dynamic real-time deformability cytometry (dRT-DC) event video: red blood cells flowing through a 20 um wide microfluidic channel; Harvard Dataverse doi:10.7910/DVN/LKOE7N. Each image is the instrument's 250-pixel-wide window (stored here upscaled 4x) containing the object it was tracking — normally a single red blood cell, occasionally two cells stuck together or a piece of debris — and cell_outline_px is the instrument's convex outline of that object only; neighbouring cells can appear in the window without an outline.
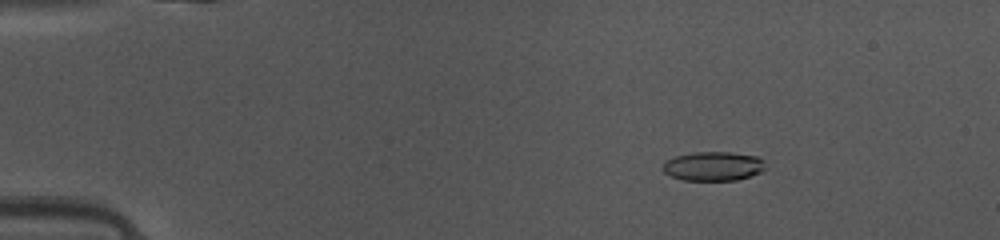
{"species": "common noctule bat (a hibernating species)", "species_latin": "Nyctalus noctula", "temperature_condition": "warm", "stored_images_in_passage": 49, "camera_frame_rate_fps": 3000, "um_per_image_px": 0.085, "animal": {"sex": "female", "body_mass_g": 10.0, "forearm_length_mm": 53.1}, "frame": {"image": 1, "passage_image": 8, "time_ms": 2.333, "image_size_px": [1000, 240], "cell_outline_px": [[764, 168], [760, 172], [736, 180], [684, 180], [672, 176], [664, 172], [664, 164], [668, 160], [676, 156], [696, 152], [728, 152], [756, 156], [764, 160]], "centroid_in_image_um": [60.64, 14.12], "position_along_channel_um": 24.4, "area_um2": 17.05}}
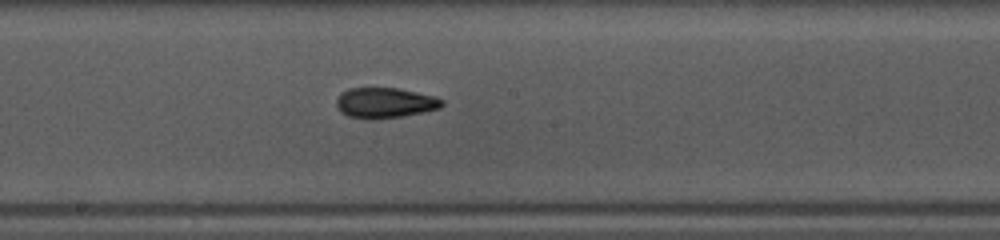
{"frame": {"image": 2, "passage_image": 27, "time_ms": 8.667, "image_size_px": [1000, 240], "cell_outline_px": [[444, 104], [440, 108], [424, 112], [404, 116], [368, 120], [364, 120], [348, 116], [340, 112], [336, 104], [336, 100], [340, 92], [348, 88], [400, 88], [436, 96], [444, 100]], "centroid_in_image_um": [32.72, 8.74], "position_along_channel_um": 215.5, "area_um2": 19.13}}
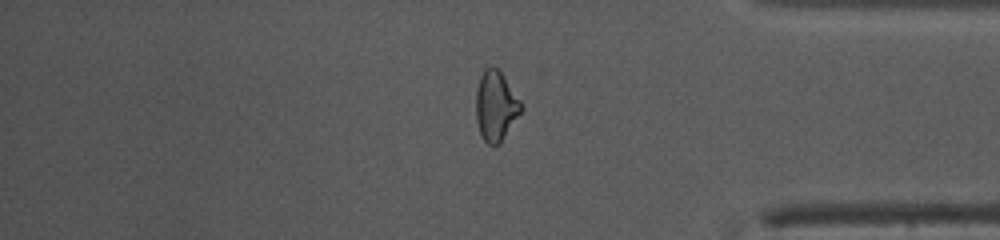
{"frame": {"image": 3, "passage_image": 41, "time_ms": 13.333, "image_size_px": [1000, 240], "cell_outline_px": [[524, 108], [500, 140], [496, 144], [488, 144], [484, 140], [480, 132], [476, 120], [476, 88], [480, 76], [484, 68], [496, 68], [500, 72], [520, 100]], "centroid_in_image_um": [42.12, 8.98], "position_along_channel_um": 393.1, "area_um2": 17.8}, "authors_computed_cell_mechanics": {"area_um2": 17.9758, "velocity_mm_per_s": 4.1525, "shape_relaxation_time_tau1_ms": 6.0453, "shape_relaxation_time_tau2_ms": 2.485, "deformation_change_tau1": 0.1876, "deformation_change_tau2": 0.0925}}